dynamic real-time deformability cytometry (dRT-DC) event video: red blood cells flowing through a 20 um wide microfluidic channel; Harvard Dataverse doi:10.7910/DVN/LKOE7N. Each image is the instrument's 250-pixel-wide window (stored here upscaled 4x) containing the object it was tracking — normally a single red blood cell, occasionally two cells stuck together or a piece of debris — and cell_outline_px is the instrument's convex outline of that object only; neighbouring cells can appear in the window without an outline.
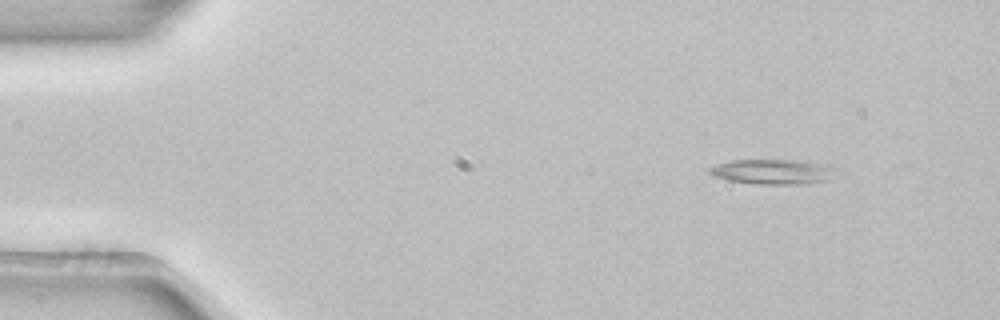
{"species": "common noctule bat (a hibernating species)", "species_latin": "Nyctalus noctula", "temperature_condition": "room temperature", "stored_images_in_passage": 3, "camera_frame_rate_fps": 3000, "um_per_image_px": 0.085, "animal": {"sex": "female", "body_mass_g": 22.7, "forearm_length_mm": 54.2}, "frame": {"image": 1, "passage_image": 1, "time_ms": 0.0, "image_size_px": [1000, 320], "cell_outline_px": [[832, 168], [828, 180], [804, 184], [756, 184], [728, 180], [716, 176], [708, 172], [708, 168], [732, 160], [796, 160], [820, 164]], "centroid_in_image_um": [65.6, 14.6], "position_along_channel_um": 19.4, "area_um2": 17.8}}